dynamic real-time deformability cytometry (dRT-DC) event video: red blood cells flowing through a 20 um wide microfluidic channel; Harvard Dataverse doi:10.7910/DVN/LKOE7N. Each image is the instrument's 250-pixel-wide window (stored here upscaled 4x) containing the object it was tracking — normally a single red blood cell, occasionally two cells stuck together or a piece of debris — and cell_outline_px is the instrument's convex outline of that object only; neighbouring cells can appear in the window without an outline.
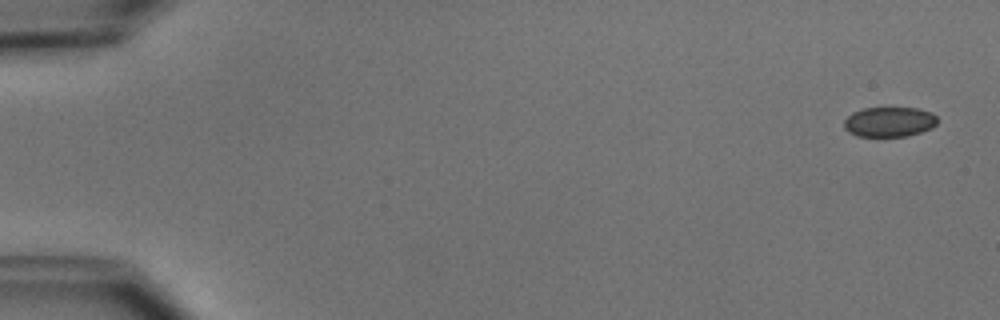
{"species": "common noctule bat (a hibernating species)", "species_latin": "Nyctalus noctula", "temperature_condition": "cold", "stored_images_in_passage": 6, "segment_of_instrument_passage": [1, 2], "camera_frame_rate_fps": 3000, "um_per_image_px": 0.085, "animal": {"sex": "male", "body_mass_g": 15.6}, "frame": {"image": 1, "passage_image": 1, "time_ms": 0.0, "image_size_px": [1000, 320], "cell_outline_px": [[936, 124], [932, 128], [920, 132], [904, 136], [856, 136], [848, 132], [844, 128], [844, 120], [852, 112], [864, 108], [916, 108], [932, 112], [936, 116]], "centroid_in_image_um": [75.57, 10.35], "position_along_channel_um": 9.4, "area_um2": 16.24}}
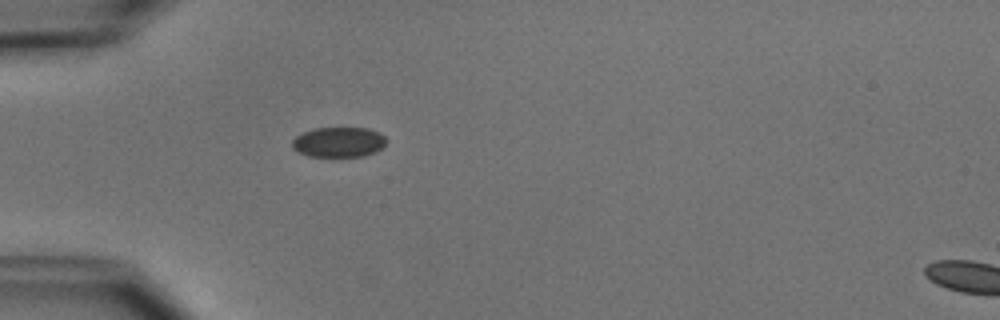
{"frame": {"image": 2, "passage_image": 5, "time_ms": 4.667, "image_size_px": [1000, 320], "cell_outline_px": [[388, 140], [376, 152], [364, 156], [308, 156], [292, 148], [292, 140], [296, 136], [304, 132], [316, 128], [368, 128], [380, 132]], "centroid_in_image_um": [28.81, 12.07], "position_along_channel_um": 56.2, "area_um2": 16.47}}